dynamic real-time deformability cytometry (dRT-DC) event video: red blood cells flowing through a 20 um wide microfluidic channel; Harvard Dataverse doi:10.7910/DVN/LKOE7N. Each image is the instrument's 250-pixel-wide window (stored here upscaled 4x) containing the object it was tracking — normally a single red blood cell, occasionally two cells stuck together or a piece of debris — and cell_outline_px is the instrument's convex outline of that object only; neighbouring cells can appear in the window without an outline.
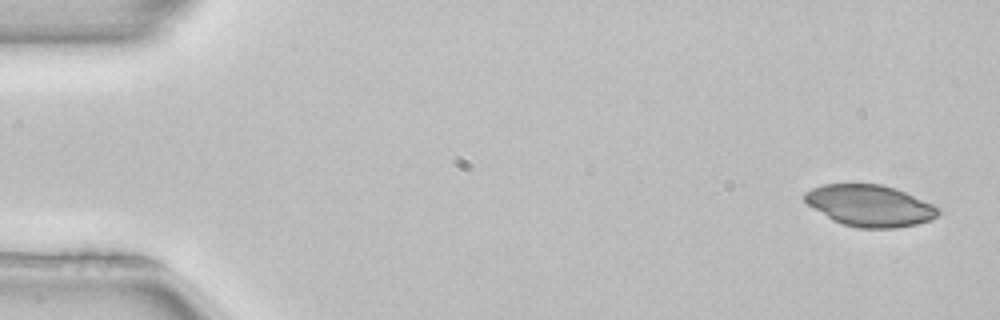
{"species": "common noctule bat (a hibernating species)", "species_latin": "Nyctalus noctula", "temperature_condition": "room temperature", "stored_images_in_passage": 50, "camera_frame_rate_fps": 3000, "um_per_image_px": 0.085, "animal": {"sex": "female", "body_mass_g": 22.7, "forearm_length_mm": 54.2}, "frame": {"image": 1, "passage_image": 1, "time_ms": 0.0, "image_size_px": [1000, 320], "cell_outline_px": [[940, 212], [932, 220], [916, 224], [896, 228], [860, 228], [844, 224], [832, 220], [808, 204], [804, 200], [804, 192], [812, 188], [824, 184], [880, 184], [896, 188], [932, 204], [940, 208]], "centroid_in_image_um": [73.94, 17.48], "position_along_channel_um": 11.1, "area_um2": 32.14}}